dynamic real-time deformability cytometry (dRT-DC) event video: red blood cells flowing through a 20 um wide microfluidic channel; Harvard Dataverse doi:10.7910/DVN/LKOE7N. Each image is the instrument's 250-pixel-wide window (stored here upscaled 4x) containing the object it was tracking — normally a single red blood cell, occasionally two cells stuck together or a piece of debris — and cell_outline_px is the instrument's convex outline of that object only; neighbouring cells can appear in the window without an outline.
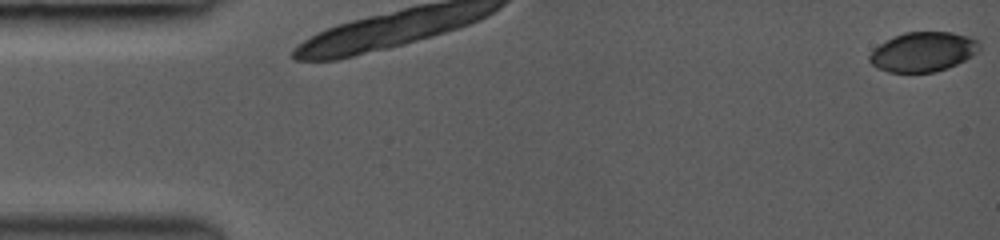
{"species": "common noctule bat (a hibernating species)", "species_latin": "Nyctalus noctula", "temperature_condition": "room temperature", "stored_images_in_passage": 6, "camera_frame_rate_fps": 3000, "um_per_image_px": 0.085, "animal": {"sex": "female", "body_mass_g": 19.0, "forearm_length_mm": 53.3}, "frame": {"image": 1, "passage_image": 1, "time_ms": 0.0, "image_size_px": [1000, 240], "cell_outline_px": [[980, 52], [948, 68], [936, 72], [888, 72], [876, 68], [868, 60], [868, 56], [880, 44], [904, 32], [952, 32], [968, 36], [980, 40]], "centroid_in_image_um": [78.5, 4.41], "position_along_channel_um": 6.5, "area_um2": 25.43}}